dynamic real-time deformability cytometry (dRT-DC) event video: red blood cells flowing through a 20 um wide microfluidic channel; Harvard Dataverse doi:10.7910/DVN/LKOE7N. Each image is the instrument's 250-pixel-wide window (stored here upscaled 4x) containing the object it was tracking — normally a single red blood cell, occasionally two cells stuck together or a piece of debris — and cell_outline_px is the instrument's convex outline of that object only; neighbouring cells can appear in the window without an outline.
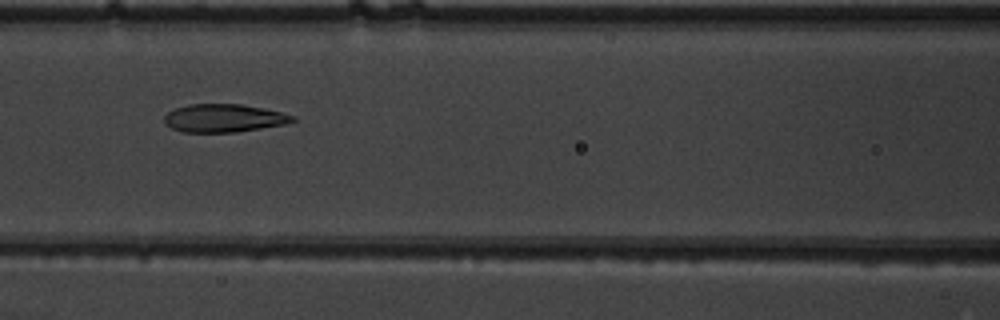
{"species": "common noctule bat (a hibernating species)", "species_latin": "Nyctalus noctula", "temperature_condition": "warm", "stored_images_in_passage": 7, "camera_frame_rate_fps": 3000, "um_per_image_px": 0.085, "animal": {"sex": "male", "body_mass_g": 19.5, "forearm_length_mm": 54.6}, "frame": {"image": 1, "passage_image": 5, "time_ms": 1.333, "image_size_px": [1000, 320], "cell_outline_px": [[296, 120], [284, 124], [236, 132], [184, 132], [172, 128], [164, 124], [164, 116], [168, 112], [176, 108], [188, 104], [240, 104], [264, 108], [296, 116]], "centroid_in_image_um": [19.01, 10.04], "position_along_channel_um": 147.6, "area_um2": 20.92}}
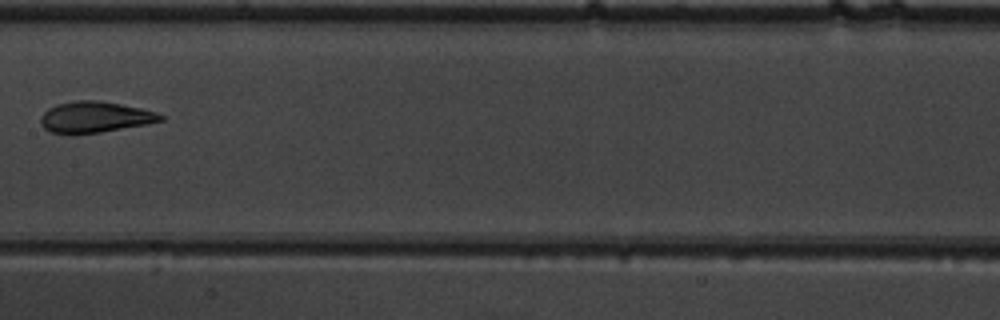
{"frame": {"image": 2, "passage_image": 6, "time_ms": 1.667, "image_size_px": [1000, 320], "cell_outline_px": [[164, 120], [148, 124], [76, 136], [72, 136], [52, 132], [44, 128], [40, 120], [40, 116], [48, 108], [56, 104], [76, 100], [100, 100], [140, 108], [156, 112], [164, 116]], "centroid_in_image_um": [8.04, 9.97], "position_along_channel_um": 199.4, "area_um2": 22.08}}
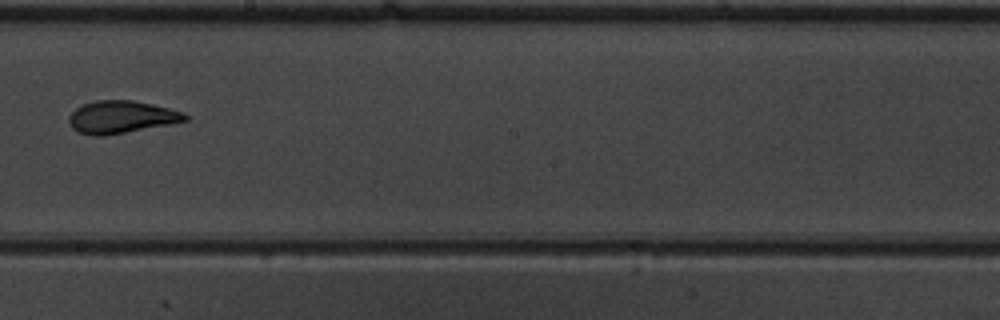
{"frame": {"image": 3, "passage_image": 7, "time_ms": 2.0, "image_size_px": [1000, 320], "cell_outline_px": [[188, 120], [168, 124], [104, 136], [92, 136], [80, 132], [72, 128], [68, 120], [72, 112], [76, 108], [84, 104], [96, 100], [132, 100], [152, 104], [184, 112], [188, 116]], "centroid_in_image_um": [10.3, 9.94], "position_along_channel_um": 237.9, "area_um2": 21.73}}